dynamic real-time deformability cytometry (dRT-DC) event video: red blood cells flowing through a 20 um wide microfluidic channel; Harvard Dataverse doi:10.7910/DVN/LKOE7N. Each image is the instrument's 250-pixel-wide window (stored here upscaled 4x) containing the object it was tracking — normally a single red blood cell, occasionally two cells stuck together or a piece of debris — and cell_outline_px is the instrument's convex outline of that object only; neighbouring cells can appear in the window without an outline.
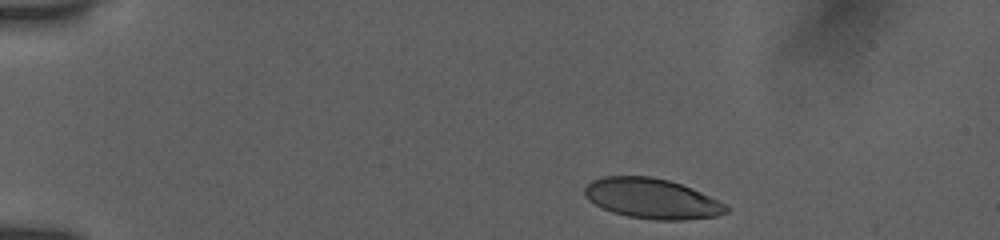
{"species": "human", "species_latin": "Homo sapiens", "temperature_condition": "room temperature", "stored_images_in_passage": 18, "camera_frame_rate_fps": 3000, "um_per_image_px": 0.085, "donor": {"sex": "female"}, "frame": {"image": 1, "passage_image": 1, "time_ms": 0.0, "image_size_px": [1000, 240], "cell_outline_px": [[732, 208], [728, 212], [716, 216], [684, 220], [656, 220], [628, 216], [612, 212], [588, 200], [584, 196], [584, 188], [592, 180], [604, 176], [652, 176], [668, 180], [692, 188], [728, 204]], "centroid_in_image_um": [55.45, 16.88], "position_along_channel_um": 29.5, "area_um2": 33.29}}
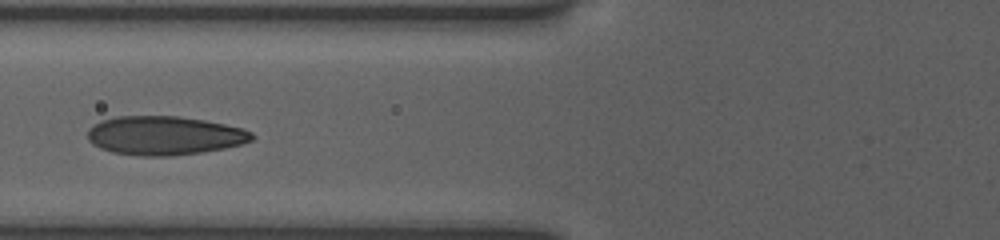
{"frame": {"image": 2, "passage_image": 14, "time_ms": 4.333, "image_size_px": [1000, 240], "cell_outline_px": [[256, 136], [252, 140], [244, 144], [224, 148], [200, 152], [168, 156], [140, 156], [112, 152], [100, 148], [92, 144], [88, 140], [88, 128], [100, 120], [116, 116], [176, 116], [204, 120], [244, 128], [252, 132]], "centroid_in_image_um": [13.97, 11.52], "position_along_channel_um": 111.8, "area_um2": 37.4}}
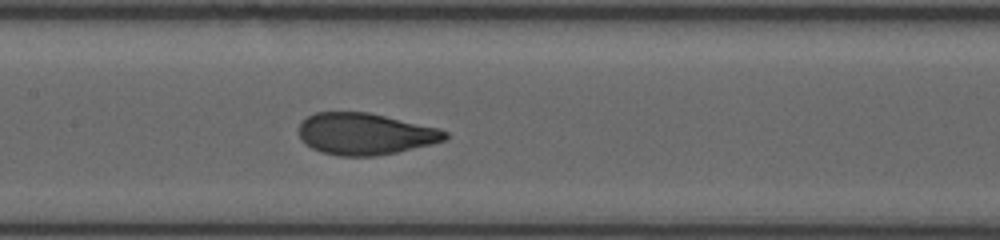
{"frame": {"image": 3, "passage_image": 18, "time_ms": 6.0, "image_size_px": [1000, 240], "cell_outline_px": [[448, 136], [444, 140], [432, 144], [396, 152], [376, 156], [340, 156], [320, 152], [304, 144], [300, 140], [300, 124], [308, 116], [316, 112], [368, 112], [440, 128], [448, 132]], "centroid_in_image_um": [31.03, 11.38], "position_along_channel_um": 176.4, "area_um2": 35.55}}